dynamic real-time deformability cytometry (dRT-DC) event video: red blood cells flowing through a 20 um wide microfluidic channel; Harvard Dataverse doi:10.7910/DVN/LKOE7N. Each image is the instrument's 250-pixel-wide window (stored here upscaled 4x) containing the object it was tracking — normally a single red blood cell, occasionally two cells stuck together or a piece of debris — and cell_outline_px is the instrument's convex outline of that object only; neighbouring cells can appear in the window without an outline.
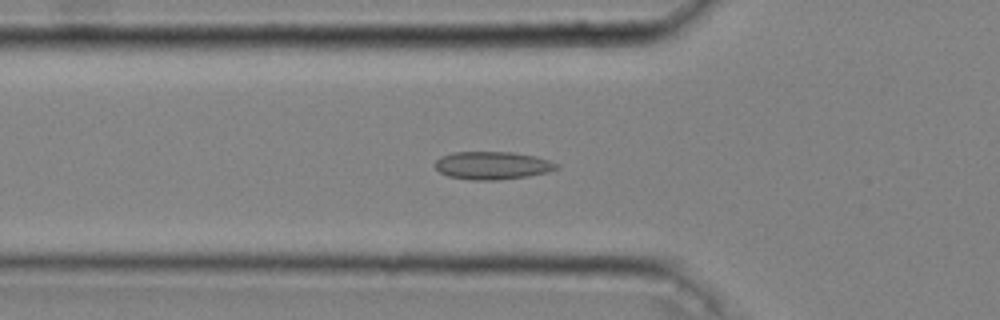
{"species": "common noctule bat (a hibernating species)", "species_latin": "Nyctalus noctula", "temperature_condition": "cold", "stored_images_in_passage": 45, "camera_frame_rate_fps": 3000, "um_per_image_px": 0.085, "animal": {"sex": "male", "body_mass_g": 20.4}, "frame": {"image": 1, "passage_image": 15, "time_ms": 4.667, "image_size_px": [1000, 320], "cell_outline_px": [[560, 168], [548, 172], [528, 176], [496, 180], [472, 180], [448, 176], [440, 172], [436, 168], [436, 160], [440, 156], [452, 152], [512, 152], [536, 156], [560, 164]], "centroid_in_image_um": [41.88, 14.06], "position_along_channel_um": 83.9, "area_um2": 19.83}}
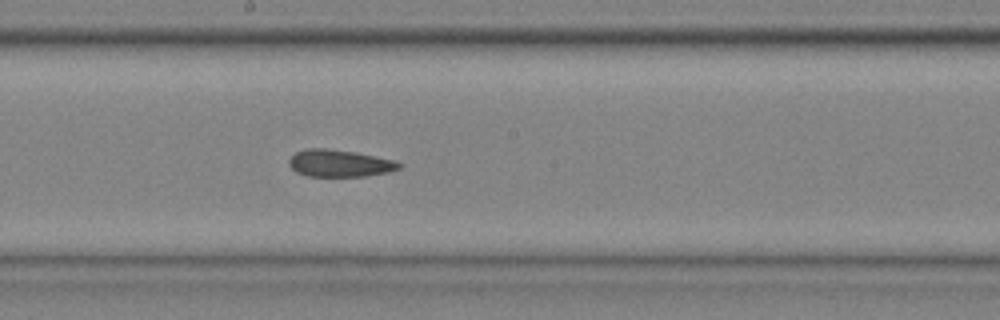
{"frame": {"image": 2, "passage_image": 25, "time_ms": 8.0, "image_size_px": [1000, 320], "cell_outline_px": [[404, 164], [400, 168], [388, 172], [364, 176], [308, 176], [296, 172], [288, 164], [288, 160], [296, 152], [304, 148], [328, 148], [356, 152], [396, 160]], "centroid_in_image_um": [28.88, 13.87], "position_along_channel_um": 219.3, "area_um2": 17.57}}
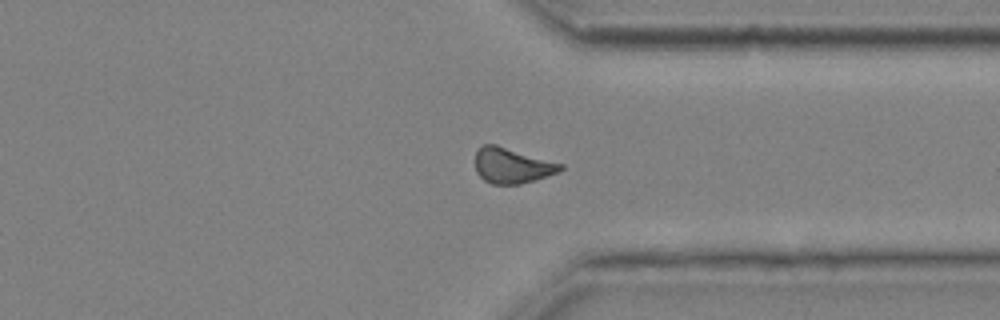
{"frame": {"image": 3, "passage_image": 36, "time_ms": 11.667, "image_size_px": [1000, 320], "cell_outline_px": [[564, 168], [560, 172], [536, 180], [520, 184], [492, 184], [484, 180], [476, 172], [476, 152], [484, 144], [496, 144], [564, 164]], "centroid_in_image_um": [43.56, 14.08], "position_along_channel_um": 367.8, "area_um2": 17.69}, "authors_computed_cell_mechanics": {"area_um2": 17.629, "velocity_mm_per_s": 4.0578, "shape_relaxation_time_tau1_ms": null, "shape_relaxation_time_tau2_ms": 2.9748, "deformation_change_tau1": null, "deformation_change_tau2": 0.0996}}